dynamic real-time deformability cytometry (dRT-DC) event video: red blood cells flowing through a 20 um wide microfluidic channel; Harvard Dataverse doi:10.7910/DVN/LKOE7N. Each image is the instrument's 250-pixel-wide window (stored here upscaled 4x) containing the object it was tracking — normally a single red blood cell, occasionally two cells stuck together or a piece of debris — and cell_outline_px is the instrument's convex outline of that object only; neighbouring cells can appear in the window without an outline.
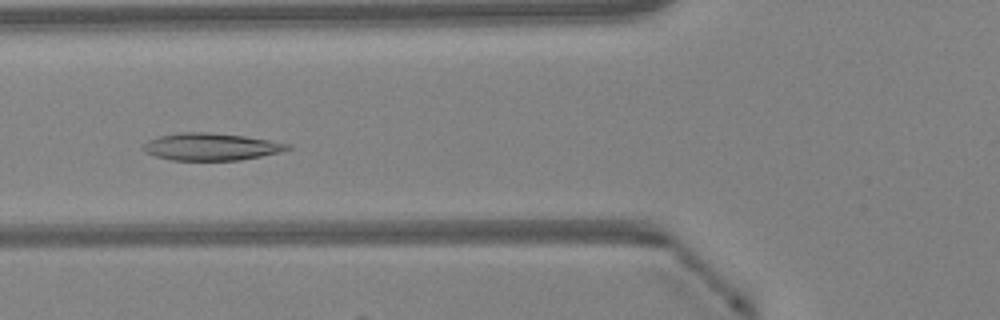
{"species": "Egyptian fruit bat (a non-hibernating species)", "species_latin": "Rousettus aegyptiacus", "temperature_condition": "warm", "stored_images_in_passage": 48, "camera_frame_rate_fps": 3000, "um_per_image_px": 0.085, "animal": {"sex": "female"}, "frame": {"image": 1, "passage_image": 18, "time_ms": 5.667, "image_size_px": [1000, 320], "cell_outline_px": [[292, 148], [280, 152], [240, 160], [172, 160], [156, 156], [144, 152], [144, 144], [148, 140], [160, 136], [180, 132], [208, 132], [244, 136], [292, 144]], "centroid_in_image_um": [17.95, 12.47], "position_along_channel_um": 107.8, "area_um2": 22.77}}
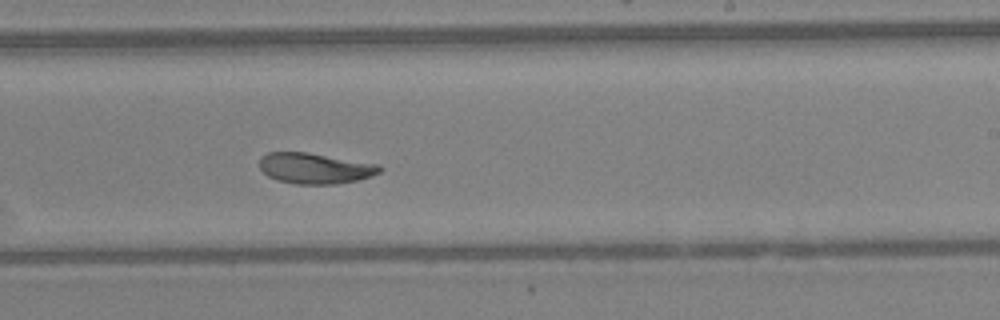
{"frame": {"image": 2, "passage_image": 29, "time_ms": 9.333, "image_size_px": [1000, 320], "cell_outline_px": [[384, 168], [380, 172], [372, 176], [356, 180], [336, 184], [296, 184], [276, 180], [268, 176], [260, 168], [260, 156], [268, 152], [308, 152], [380, 164]], "centroid_in_image_um": [26.79, 14.3], "position_along_channel_um": 262.2, "area_um2": 21.73}}
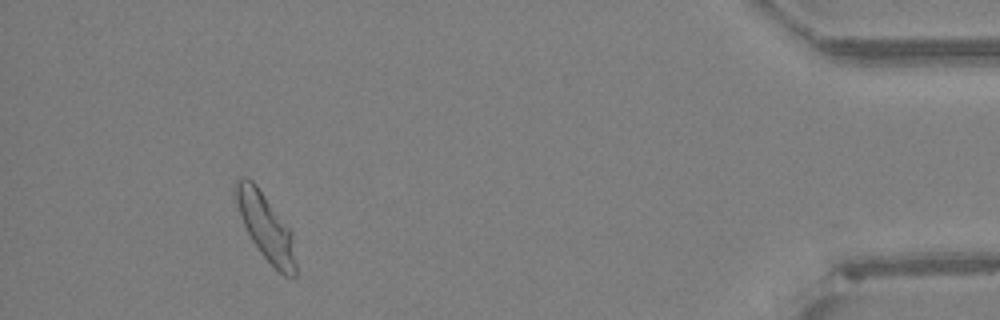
{"frame": {"image": 3, "passage_image": 44, "time_ms": 14.333, "image_size_px": [1000, 320], "cell_outline_px": [[296, 276], [284, 276], [260, 252], [252, 240], [240, 216], [236, 200], [236, 180], [244, 176], [252, 180], [256, 184], [292, 232], [296, 264]], "centroid_in_image_um": [22.6, 19.29], "position_along_channel_um": 412.6, "area_um2": 22.6}}